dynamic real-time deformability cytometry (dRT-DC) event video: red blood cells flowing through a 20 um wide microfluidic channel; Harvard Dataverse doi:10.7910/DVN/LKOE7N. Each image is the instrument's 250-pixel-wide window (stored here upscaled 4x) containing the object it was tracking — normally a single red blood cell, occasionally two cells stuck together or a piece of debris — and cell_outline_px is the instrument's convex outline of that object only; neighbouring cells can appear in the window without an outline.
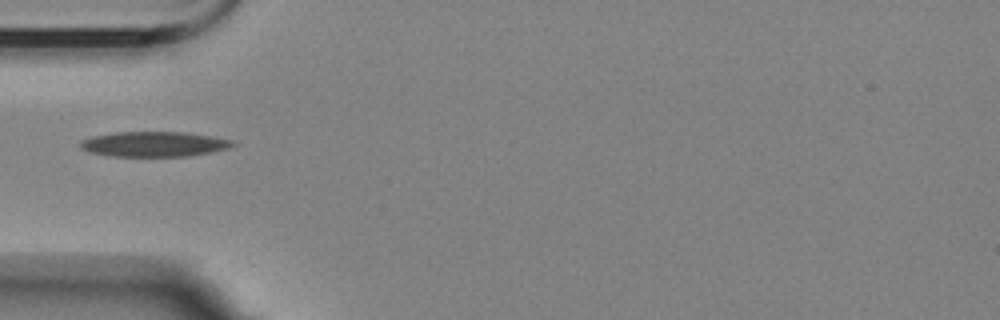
{"species": "Egyptian fruit bat (a non-hibernating species)", "species_latin": "Rousettus aegyptiacus", "temperature_condition": "room temperature", "stored_images_in_passage": 7, "camera_frame_rate_fps": 3000, "um_per_image_px": 0.085, "animal": {"sex": "female"}, "frame": {"image": 1, "passage_image": 1, "time_ms": 0.0, "image_size_px": [1000, 320], "cell_outline_px": [[236, 144], [228, 148], [212, 152], [188, 156], [112, 156], [92, 152], [80, 148], [80, 140], [92, 136], [116, 132], [184, 132], [212, 136], [232, 140]], "centroid_in_image_um": [13.1, 12.24], "position_along_channel_um": 71.9, "area_um2": 22.2}}
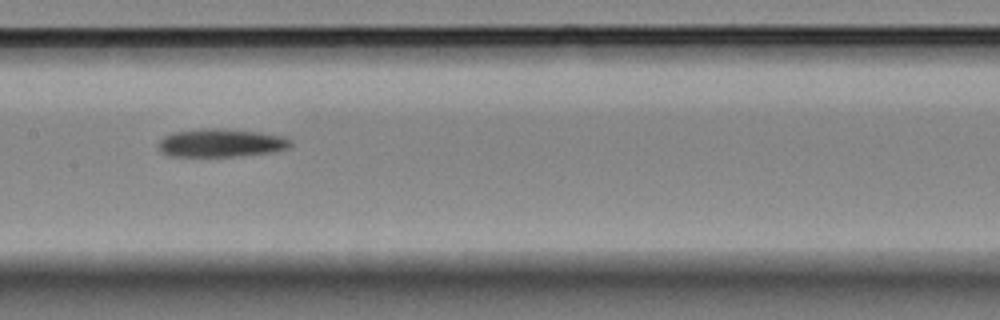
{"frame": {"image": 2, "passage_image": 4, "time_ms": 3.333, "image_size_px": [1000, 320], "cell_outline_px": [[292, 148], [276, 152], [236, 156], [172, 156], [160, 152], [160, 140], [164, 136], [172, 132], [204, 128], [216, 128], [260, 132], [284, 136], [292, 140]], "centroid_in_image_um": [18.86, 12.15], "position_along_channel_um": 188.5, "area_um2": 21.91}}
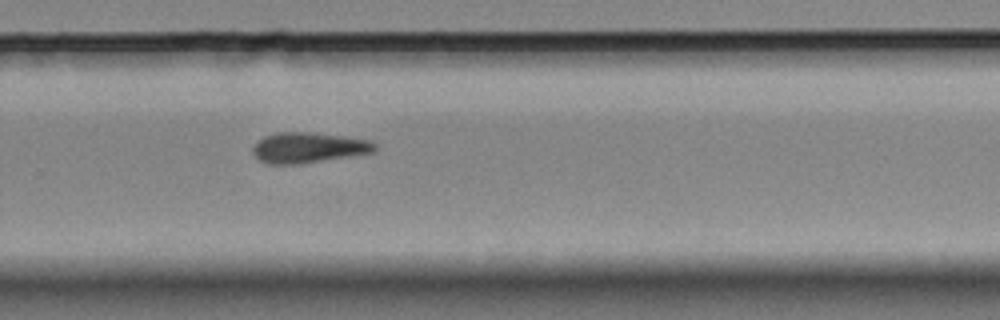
{"frame": {"image": 3, "passage_image": 7, "time_ms": 6.667, "image_size_px": [1000, 320], "cell_outline_px": [[376, 148], [372, 152], [300, 164], [268, 164], [260, 160], [252, 152], [252, 148], [264, 136], [276, 132], [316, 132], [368, 140], [376, 144]], "centroid_in_image_um": [26.18, 12.54], "position_along_channel_um": 303.6, "area_um2": 21.44}}